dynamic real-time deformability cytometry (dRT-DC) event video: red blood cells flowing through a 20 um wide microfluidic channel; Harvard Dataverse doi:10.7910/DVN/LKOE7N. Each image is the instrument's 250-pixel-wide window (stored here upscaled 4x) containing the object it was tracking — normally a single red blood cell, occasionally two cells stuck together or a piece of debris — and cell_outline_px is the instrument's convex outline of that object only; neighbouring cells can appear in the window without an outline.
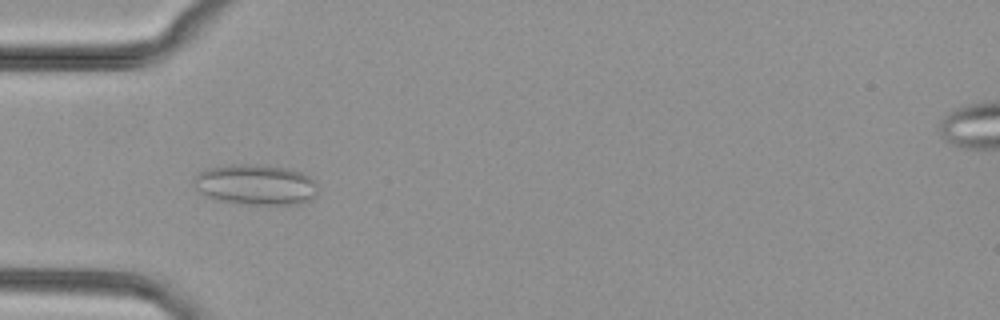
{"species": "common noctule bat (a hibernating species)", "species_latin": "Nyctalus noctula", "temperature_condition": "cold", "stored_images_in_passage": 49, "camera_frame_rate_fps": 3000, "um_per_image_px": 0.085, "animal": {"sex": "female", "body_mass_g": 29.2, "forearm_length_mm": 56.3}, "frame": {"image": 1, "passage_image": 14, "time_ms": 4.333, "image_size_px": [1000, 320], "cell_outline_px": [[316, 196], [300, 204], [248, 204], [220, 200], [204, 196], [196, 188], [192, 180], [196, 172], [208, 168], [232, 164], [248, 164], [288, 168], [300, 172], [308, 176], [316, 184]], "centroid_in_image_um": [21.68, 15.69], "position_along_channel_um": 63.3, "area_um2": 29.19}}
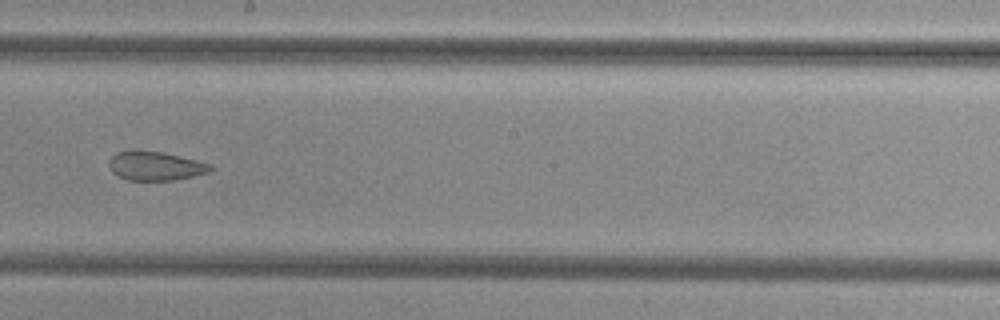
{"frame": {"image": 2, "passage_image": 27, "time_ms": 8.667, "image_size_px": [1000, 320], "cell_outline_px": [[212, 168], [208, 172], [192, 176], [172, 180], [128, 180], [116, 176], [112, 172], [108, 164], [108, 160], [116, 152], [136, 148], [160, 152], [196, 160], [212, 164]], "centroid_in_image_um": [13.12, 14.08], "position_along_channel_um": 235.1, "area_um2": 17.28}}
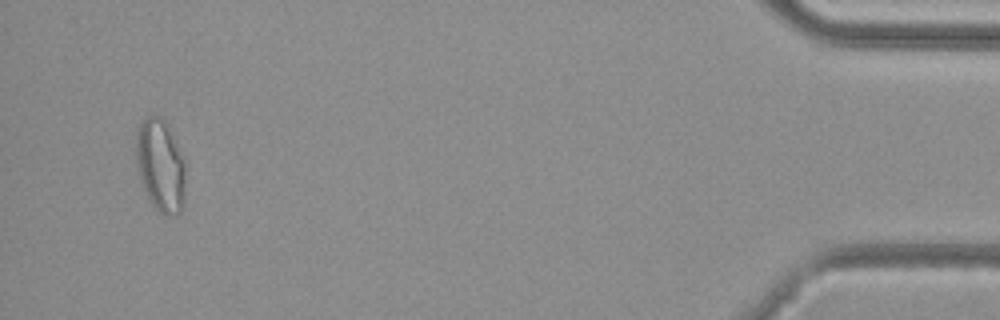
{"frame": {"image": 3, "passage_image": 47, "time_ms": 15.333, "image_size_px": [1000, 320], "cell_outline_px": [[188, 164], [184, 204], [180, 212], [176, 216], [164, 216], [152, 204], [140, 180], [136, 164], [136, 128], [140, 120], [148, 116], [160, 116], [168, 124]], "centroid_in_image_um": [13.69, 14.06], "position_along_channel_um": 421.5, "area_um2": 27.86}}